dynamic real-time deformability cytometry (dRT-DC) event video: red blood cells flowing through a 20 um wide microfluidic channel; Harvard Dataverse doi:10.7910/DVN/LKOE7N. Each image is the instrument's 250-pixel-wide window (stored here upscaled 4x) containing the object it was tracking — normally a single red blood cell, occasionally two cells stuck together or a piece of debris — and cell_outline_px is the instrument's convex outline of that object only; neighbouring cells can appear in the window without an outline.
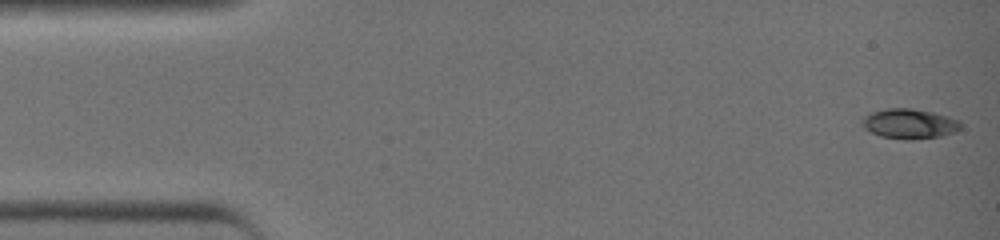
{"species": "common noctule bat (a hibernating species)", "species_latin": "Nyctalus noctula", "temperature_condition": "warm", "stored_images_in_passage": 41, "camera_frame_rate_fps": 3000, "um_per_image_px": 0.085, "animal": {"sex": "female", "body_mass_g": 19.0, "forearm_length_mm": 51.5}, "frame": {"image": 1, "passage_image": 1, "time_ms": 0.0, "image_size_px": [1000, 240], "cell_outline_px": [[960, 128], [952, 132], [936, 136], [884, 136], [872, 132], [864, 124], [864, 116], [868, 112], [884, 108], [912, 108], [932, 112], [948, 116], [960, 120]], "centroid_in_image_um": [77.31, 10.43], "position_along_channel_um": 7.7, "area_um2": 15.95}}
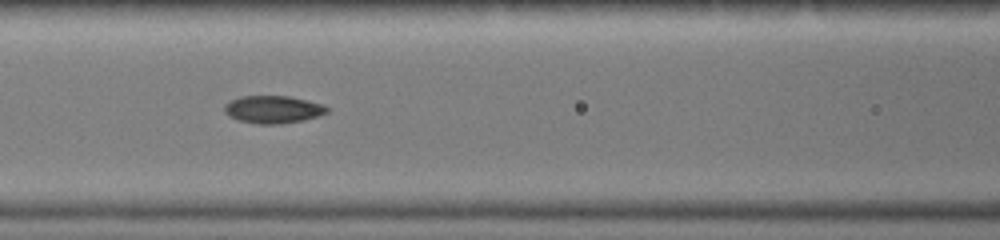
{"frame": {"image": 2, "passage_image": 18, "time_ms": 5.667, "image_size_px": [1000, 240], "cell_outline_px": [[328, 112], [316, 116], [300, 120], [272, 124], [264, 124], [240, 120], [232, 116], [224, 108], [232, 100], [240, 96], [288, 96], [320, 104], [328, 108]], "centroid_in_image_um": [23.23, 9.28], "position_along_channel_um": 143.4, "area_um2": 15.61}}
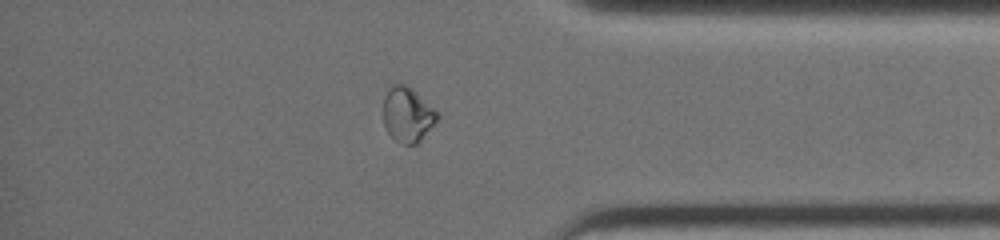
{"frame": {"image": 3, "passage_image": 35, "time_ms": 11.333, "image_size_px": [1000, 240], "cell_outline_px": [[440, 116], [416, 144], [404, 144], [396, 140], [388, 132], [384, 124], [384, 96], [392, 84], [404, 84], [412, 88]], "centroid_in_image_um": [34.61, 9.72], "position_along_channel_um": 400.6, "area_um2": 16.7}, "authors_computed_cell_mechanics": {"area_um2": 15.606, "velocity_mm_per_s": 4.6531, "shape_relaxation_time_tau1_ms": null, "shape_relaxation_time_tau2_ms": 1.3375, "deformation_change_tau1": null, "deformation_change_tau2": 0.0407}}